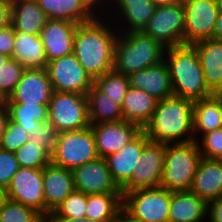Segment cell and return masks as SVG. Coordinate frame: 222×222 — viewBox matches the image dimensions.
<instances>
[{"mask_svg":"<svg viewBox=\"0 0 222 222\" xmlns=\"http://www.w3.org/2000/svg\"><path fill=\"white\" fill-rule=\"evenodd\" d=\"M118 35L114 23L104 13L92 21L78 24L73 53L93 80L113 70Z\"/></svg>","mask_w":222,"mask_h":222,"instance_id":"6da1fadb","label":"cell"},{"mask_svg":"<svg viewBox=\"0 0 222 222\" xmlns=\"http://www.w3.org/2000/svg\"><path fill=\"white\" fill-rule=\"evenodd\" d=\"M194 101L171 96L158 101L150 121L142 129L148 139L159 143H189L193 137Z\"/></svg>","mask_w":222,"mask_h":222,"instance_id":"7a4b0ae2","label":"cell"},{"mask_svg":"<svg viewBox=\"0 0 222 222\" xmlns=\"http://www.w3.org/2000/svg\"><path fill=\"white\" fill-rule=\"evenodd\" d=\"M164 61L169 68L174 96L196 101L213 95L205 83L203 68L191 44L166 48Z\"/></svg>","mask_w":222,"mask_h":222,"instance_id":"3957f363","label":"cell"},{"mask_svg":"<svg viewBox=\"0 0 222 222\" xmlns=\"http://www.w3.org/2000/svg\"><path fill=\"white\" fill-rule=\"evenodd\" d=\"M166 47L143 31L120 33L114 47L116 73L129 75L159 64L164 60Z\"/></svg>","mask_w":222,"mask_h":222,"instance_id":"277c9868","label":"cell"},{"mask_svg":"<svg viewBox=\"0 0 222 222\" xmlns=\"http://www.w3.org/2000/svg\"><path fill=\"white\" fill-rule=\"evenodd\" d=\"M200 158L196 141L166 143L160 187L169 191H189Z\"/></svg>","mask_w":222,"mask_h":222,"instance_id":"5b68a950","label":"cell"},{"mask_svg":"<svg viewBox=\"0 0 222 222\" xmlns=\"http://www.w3.org/2000/svg\"><path fill=\"white\" fill-rule=\"evenodd\" d=\"M98 158L95 136L91 126H88L81 130L58 133L51 163L72 171Z\"/></svg>","mask_w":222,"mask_h":222,"instance_id":"8992f818","label":"cell"},{"mask_svg":"<svg viewBox=\"0 0 222 222\" xmlns=\"http://www.w3.org/2000/svg\"><path fill=\"white\" fill-rule=\"evenodd\" d=\"M170 203L171 191L146 188L125 193L122 208L137 222H169Z\"/></svg>","mask_w":222,"mask_h":222,"instance_id":"52a82bcc","label":"cell"},{"mask_svg":"<svg viewBox=\"0 0 222 222\" xmlns=\"http://www.w3.org/2000/svg\"><path fill=\"white\" fill-rule=\"evenodd\" d=\"M48 111L58 133L90 126L87 95L53 91Z\"/></svg>","mask_w":222,"mask_h":222,"instance_id":"ba28073f","label":"cell"},{"mask_svg":"<svg viewBox=\"0 0 222 222\" xmlns=\"http://www.w3.org/2000/svg\"><path fill=\"white\" fill-rule=\"evenodd\" d=\"M184 27V5L176 2L157 6L143 32L168 48L184 44Z\"/></svg>","mask_w":222,"mask_h":222,"instance_id":"9c48e42d","label":"cell"},{"mask_svg":"<svg viewBox=\"0 0 222 222\" xmlns=\"http://www.w3.org/2000/svg\"><path fill=\"white\" fill-rule=\"evenodd\" d=\"M166 143L150 141L143 149L130 179L120 188L122 196L137 189L160 187Z\"/></svg>","mask_w":222,"mask_h":222,"instance_id":"30bf717a","label":"cell"},{"mask_svg":"<svg viewBox=\"0 0 222 222\" xmlns=\"http://www.w3.org/2000/svg\"><path fill=\"white\" fill-rule=\"evenodd\" d=\"M46 69L53 91L87 95L93 85L74 53L49 61Z\"/></svg>","mask_w":222,"mask_h":222,"instance_id":"8fae6325","label":"cell"},{"mask_svg":"<svg viewBox=\"0 0 222 222\" xmlns=\"http://www.w3.org/2000/svg\"><path fill=\"white\" fill-rule=\"evenodd\" d=\"M184 5V44L213 38L219 9L216 0H190Z\"/></svg>","mask_w":222,"mask_h":222,"instance_id":"7c38bea8","label":"cell"},{"mask_svg":"<svg viewBox=\"0 0 222 222\" xmlns=\"http://www.w3.org/2000/svg\"><path fill=\"white\" fill-rule=\"evenodd\" d=\"M156 7L151 0H115L104 14L112 20L119 34L143 31Z\"/></svg>","mask_w":222,"mask_h":222,"instance_id":"4fadbf2b","label":"cell"},{"mask_svg":"<svg viewBox=\"0 0 222 222\" xmlns=\"http://www.w3.org/2000/svg\"><path fill=\"white\" fill-rule=\"evenodd\" d=\"M42 169L19 167L7 187L9 200L37 210L45 217Z\"/></svg>","mask_w":222,"mask_h":222,"instance_id":"5bb4252c","label":"cell"},{"mask_svg":"<svg viewBox=\"0 0 222 222\" xmlns=\"http://www.w3.org/2000/svg\"><path fill=\"white\" fill-rule=\"evenodd\" d=\"M53 93L46 68L25 69L20 81L5 104L49 105Z\"/></svg>","mask_w":222,"mask_h":222,"instance_id":"9a60e30c","label":"cell"},{"mask_svg":"<svg viewBox=\"0 0 222 222\" xmlns=\"http://www.w3.org/2000/svg\"><path fill=\"white\" fill-rule=\"evenodd\" d=\"M90 126L95 136L98 156L104 159L119 152L142 131L138 124L126 120Z\"/></svg>","mask_w":222,"mask_h":222,"instance_id":"2e32d148","label":"cell"},{"mask_svg":"<svg viewBox=\"0 0 222 222\" xmlns=\"http://www.w3.org/2000/svg\"><path fill=\"white\" fill-rule=\"evenodd\" d=\"M74 189L86 195L108 192H121L113 181L107 162L98 158L72 170Z\"/></svg>","mask_w":222,"mask_h":222,"instance_id":"e0dca14e","label":"cell"},{"mask_svg":"<svg viewBox=\"0 0 222 222\" xmlns=\"http://www.w3.org/2000/svg\"><path fill=\"white\" fill-rule=\"evenodd\" d=\"M78 24L66 20H48L40 31L47 62L73 53Z\"/></svg>","mask_w":222,"mask_h":222,"instance_id":"ac0fdd59","label":"cell"},{"mask_svg":"<svg viewBox=\"0 0 222 222\" xmlns=\"http://www.w3.org/2000/svg\"><path fill=\"white\" fill-rule=\"evenodd\" d=\"M45 218L74 191L73 173L51 162L42 169Z\"/></svg>","mask_w":222,"mask_h":222,"instance_id":"d6986e66","label":"cell"},{"mask_svg":"<svg viewBox=\"0 0 222 222\" xmlns=\"http://www.w3.org/2000/svg\"><path fill=\"white\" fill-rule=\"evenodd\" d=\"M150 142L142 130L119 152L105 158L113 181L121 188L131 177L144 147Z\"/></svg>","mask_w":222,"mask_h":222,"instance_id":"ffe728a7","label":"cell"},{"mask_svg":"<svg viewBox=\"0 0 222 222\" xmlns=\"http://www.w3.org/2000/svg\"><path fill=\"white\" fill-rule=\"evenodd\" d=\"M50 20H66L76 24L95 19L101 12L92 0H37Z\"/></svg>","mask_w":222,"mask_h":222,"instance_id":"44dd1931","label":"cell"},{"mask_svg":"<svg viewBox=\"0 0 222 222\" xmlns=\"http://www.w3.org/2000/svg\"><path fill=\"white\" fill-rule=\"evenodd\" d=\"M128 79L130 87L143 90L158 101L174 95L169 68L164 60L157 65L130 73Z\"/></svg>","mask_w":222,"mask_h":222,"instance_id":"7402d4cb","label":"cell"},{"mask_svg":"<svg viewBox=\"0 0 222 222\" xmlns=\"http://www.w3.org/2000/svg\"><path fill=\"white\" fill-rule=\"evenodd\" d=\"M189 191L206 203L222 197V160L201 157Z\"/></svg>","mask_w":222,"mask_h":222,"instance_id":"603a6c76","label":"cell"},{"mask_svg":"<svg viewBox=\"0 0 222 222\" xmlns=\"http://www.w3.org/2000/svg\"><path fill=\"white\" fill-rule=\"evenodd\" d=\"M191 45L199 57L205 83L214 94L222 84V41L211 38Z\"/></svg>","mask_w":222,"mask_h":222,"instance_id":"cb8c5ba5","label":"cell"},{"mask_svg":"<svg viewBox=\"0 0 222 222\" xmlns=\"http://www.w3.org/2000/svg\"><path fill=\"white\" fill-rule=\"evenodd\" d=\"M169 222H207V203L190 191H171Z\"/></svg>","mask_w":222,"mask_h":222,"instance_id":"d4e9b609","label":"cell"},{"mask_svg":"<svg viewBox=\"0 0 222 222\" xmlns=\"http://www.w3.org/2000/svg\"><path fill=\"white\" fill-rule=\"evenodd\" d=\"M48 20L37 0H12L11 25L16 32L39 35Z\"/></svg>","mask_w":222,"mask_h":222,"instance_id":"484cf974","label":"cell"},{"mask_svg":"<svg viewBox=\"0 0 222 222\" xmlns=\"http://www.w3.org/2000/svg\"><path fill=\"white\" fill-rule=\"evenodd\" d=\"M158 100L138 88L129 87L121 110L123 120L138 124L142 129L150 121Z\"/></svg>","mask_w":222,"mask_h":222,"instance_id":"4316f807","label":"cell"},{"mask_svg":"<svg viewBox=\"0 0 222 222\" xmlns=\"http://www.w3.org/2000/svg\"><path fill=\"white\" fill-rule=\"evenodd\" d=\"M25 69H40L47 67L45 48L39 35L16 32L13 57Z\"/></svg>","mask_w":222,"mask_h":222,"instance_id":"83f0119b","label":"cell"},{"mask_svg":"<svg viewBox=\"0 0 222 222\" xmlns=\"http://www.w3.org/2000/svg\"><path fill=\"white\" fill-rule=\"evenodd\" d=\"M219 128H221V100L212 95L211 97L194 101V141L201 135Z\"/></svg>","mask_w":222,"mask_h":222,"instance_id":"f1b7e54d","label":"cell"},{"mask_svg":"<svg viewBox=\"0 0 222 222\" xmlns=\"http://www.w3.org/2000/svg\"><path fill=\"white\" fill-rule=\"evenodd\" d=\"M90 125L123 120L121 106L117 105L94 84L87 93Z\"/></svg>","mask_w":222,"mask_h":222,"instance_id":"f546056e","label":"cell"},{"mask_svg":"<svg viewBox=\"0 0 222 222\" xmlns=\"http://www.w3.org/2000/svg\"><path fill=\"white\" fill-rule=\"evenodd\" d=\"M121 192H108L87 195L86 219L97 222H108L122 209Z\"/></svg>","mask_w":222,"mask_h":222,"instance_id":"4dcf8cb0","label":"cell"},{"mask_svg":"<svg viewBox=\"0 0 222 222\" xmlns=\"http://www.w3.org/2000/svg\"><path fill=\"white\" fill-rule=\"evenodd\" d=\"M9 119L23 127L29 134L38 129L39 122L48 119V105L5 104Z\"/></svg>","mask_w":222,"mask_h":222,"instance_id":"1f68e13d","label":"cell"},{"mask_svg":"<svg viewBox=\"0 0 222 222\" xmlns=\"http://www.w3.org/2000/svg\"><path fill=\"white\" fill-rule=\"evenodd\" d=\"M93 84L119 106H122L130 87L128 76L116 73L114 70L95 78Z\"/></svg>","mask_w":222,"mask_h":222,"instance_id":"d6a6232c","label":"cell"},{"mask_svg":"<svg viewBox=\"0 0 222 222\" xmlns=\"http://www.w3.org/2000/svg\"><path fill=\"white\" fill-rule=\"evenodd\" d=\"M87 195L81 191H74L51 212L47 217H68L85 219Z\"/></svg>","mask_w":222,"mask_h":222,"instance_id":"836d02e7","label":"cell"},{"mask_svg":"<svg viewBox=\"0 0 222 222\" xmlns=\"http://www.w3.org/2000/svg\"><path fill=\"white\" fill-rule=\"evenodd\" d=\"M19 167L43 169L51 162V157L36 143L29 140L15 153Z\"/></svg>","mask_w":222,"mask_h":222,"instance_id":"e575fe53","label":"cell"},{"mask_svg":"<svg viewBox=\"0 0 222 222\" xmlns=\"http://www.w3.org/2000/svg\"><path fill=\"white\" fill-rule=\"evenodd\" d=\"M0 222H45V217L32 207L9 200L0 211Z\"/></svg>","mask_w":222,"mask_h":222,"instance_id":"d590c367","label":"cell"},{"mask_svg":"<svg viewBox=\"0 0 222 222\" xmlns=\"http://www.w3.org/2000/svg\"><path fill=\"white\" fill-rule=\"evenodd\" d=\"M25 68L14 58H9L0 68V98L5 100L13 93Z\"/></svg>","mask_w":222,"mask_h":222,"instance_id":"8d00e7d4","label":"cell"},{"mask_svg":"<svg viewBox=\"0 0 222 222\" xmlns=\"http://www.w3.org/2000/svg\"><path fill=\"white\" fill-rule=\"evenodd\" d=\"M196 143L202 158L222 160V128L201 135Z\"/></svg>","mask_w":222,"mask_h":222,"instance_id":"74e56055","label":"cell"},{"mask_svg":"<svg viewBox=\"0 0 222 222\" xmlns=\"http://www.w3.org/2000/svg\"><path fill=\"white\" fill-rule=\"evenodd\" d=\"M30 134L19 124L8 119L0 142V149L15 153L28 140Z\"/></svg>","mask_w":222,"mask_h":222,"instance_id":"f35d334b","label":"cell"},{"mask_svg":"<svg viewBox=\"0 0 222 222\" xmlns=\"http://www.w3.org/2000/svg\"><path fill=\"white\" fill-rule=\"evenodd\" d=\"M57 136L55 125L47 119L39 122L38 129L30 133L29 141L36 143L37 147L42 148L51 157Z\"/></svg>","mask_w":222,"mask_h":222,"instance_id":"ab89813d","label":"cell"},{"mask_svg":"<svg viewBox=\"0 0 222 222\" xmlns=\"http://www.w3.org/2000/svg\"><path fill=\"white\" fill-rule=\"evenodd\" d=\"M18 169L15 154L0 149V186L7 188Z\"/></svg>","mask_w":222,"mask_h":222,"instance_id":"60d3db41","label":"cell"},{"mask_svg":"<svg viewBox=\"0 0 222 222\" xmlns=\"http://www.w3.org/2000/svg\"><path fill=\"white\" fill-rule=\"evenodd\" d=\"M15 33L12 25L0 28V53L9 58L13 57Z\"/></svg>","mask_w":222,"mask_h":222,"instance_id":"b9f144b4","label":"cell"},{"mask_svg":"<svg viewBox=\"0 0 222 222\" xmlns=\"http://www.w3.org/2000/svg\"><path fill=\"white\" fill-rule=\"evenodd\" d=\"M207 222H222V197L207 203Z\"/></svg>","mask_w":222,"mask_h":222,"instance_id":"7bdbcfd3","label":"cell"},{"mask_svg":"<svg viewBox=\"0 0 222 222\" xmlns=\"http://www.w3.org/2000/svg\"><path fill=\"white\" fill-rule=\"evenodd\" d=\"M12 0H0V28L11 25Z\"/></svg>","mask_w":222,"mask_h":222,"instance_id":"ee69618b","label":"cell"},{"mask_svg":"<svg viewBox=\"0 0 222 222\" xmlns=\"http://www.w3.org/2000/svg\"><path fill=\"white\" fill-rule=\"evenodd\" d=\"M8 119H9L8 110H7V107H6L5 102L3 100L0 103V142H1L2 136L4 134Z\"/></svg>","mask_w":222,"mask_h":222,"instance_id":"f6af8a7d","label":"cell"},{"mask_svg":"<svg viewBox=\"0 0 222 222\" xmlns=\"http://www.w3.org/2000/svg\"><path fill=\"white\" fill-rule=\"evenodd\" d=\"M45 222H97V221L86 219V218L85 219H81V218L72 219L68 217H46Z\"/></svg>","mask_w":222,"mask_h":222,"instance_id":"bcb514c9","label":"cell"},{"mask_svg":"<svg viewBox=\"0 0 222 222\" xmlns=\"http://www.w3.org/2000/svg\"><path fill=\"white\" fill-rule=\"evenodd\" d=\"M108 222H137L123 208L121 211Z\"/></svg>","mask_w":222,"mask_h":222,"instance_id":"7dc6e473","label":"cell"},{"mask_svg":"<svg viewBox=\"0 0 222 222\" xmlns=\"http://www.w3.org/2000/svg\"><path fill=\"white\" fill-rule=\"evenodd\" d=\"M213 39L222 41V12H219L218 14L215 30L213 33Z\"/></svg>","mask_w":222,"mask_h":222,"instance_id":"c3c4849f","label":"cell"},{"mask_svg":"<svg viewBox=\"0 0 222 222\" xmlns=\"http://www.w3.org/2000/svg\"><path fill=\"white\" fill-rule=\"evenodd\" d=\"M92 1L95 7L101 13H104L115 2V0H92Z\"/></svg>","mask_w":222,"mask_h":222,"instance_id":"681fc988","label":"cell"},{"mask_svg":"<svg viewBox=\"0 0 222 222\" xmlns=\"http://www.w3.org/2000/svg\"><path fill=\"white\" fill-rule=\"evenodd\" d=\"M9 201L7 188L0 186V211L3 209L5 204Z\"/></svg>","mask_w":222,"mask_h":222,"instance_id":"f907efd6","label":"cell"},{"mask_svg":"<svg viewBox=\"0 0 222 222\" xmlns=\"http://www.w3.org/2000/svg\"><path fill=\"white\" fill-rule=\"evenodd\" d=\"M151 2L156 6H163L176 3L177 0H151Z\"/></svg>","mask_w":222,"mask_h":222,"instance_id":"816d5d0a","label":"cell"},{"mask_svg":"<svg viewBox=\"0 0 222 222\" xmlns=\"http://www.w3.org/2000/svg\"><path fill=\"white\" fill-rule=\"evenodd\" d=\"M213 95L216 98L222 100V84H221V86L217 89V91Z\"/></svg>","mask_w":222,"mask_h":222,"instance_id":"f5cc1de1","label":"cell"},{"mask_svg":"<svg viewBox=\"0 0 222 222\" xmlns=\"http://www.w3.org/2000/svg\"><path fill=\"white\" fill-rule=\"evenodd\" d=\"M9 59L8 56H5L3 54L0 53V68L2 67L3 64H5V62Z\"/></svg>","mask_w":222,"mask_h":222,"instance_id":"db71d44e","label":"cell"},{"mask_svg":"<svg viewBox=\"0 0 222 222\" xmlns=\"http://www.w3.org/2000/svg\"><path fill=\"white\" fill-rule=\"evenodd\" d=\"M219 12H222V0H216Z\"/></svg>","mask_w":222,"mask_h":222,"instance_id":"11a10c76","label":"cell"},{"mask_svg":"<svg viewBox=\"0 0 222 222\" xmlns=\"http://www.w3.org/2000/svg\"><path fill=\"white\" fill-rule=\"evenodd\" d=\"M188 1H190V0H177V2L182 3V4H184V3L188 2Z\"/></svg>","mask_w":222,"mask_h":222,"instance_id":"9f6ffc18","label":"cell"},{"mask_svg":"<svg viewBox=\"0 0 222 222\" xmlns=\"http://www.w3.org/2000/svg\"><path fill=\"white\" fill-rule=\"evenodd\" d=\"M221 128H222V100H221Z\"/></svg>","mask_w":222,"mask_h":222,"instance_id":"6f0895ef","label":"cell"}]
</instances>
